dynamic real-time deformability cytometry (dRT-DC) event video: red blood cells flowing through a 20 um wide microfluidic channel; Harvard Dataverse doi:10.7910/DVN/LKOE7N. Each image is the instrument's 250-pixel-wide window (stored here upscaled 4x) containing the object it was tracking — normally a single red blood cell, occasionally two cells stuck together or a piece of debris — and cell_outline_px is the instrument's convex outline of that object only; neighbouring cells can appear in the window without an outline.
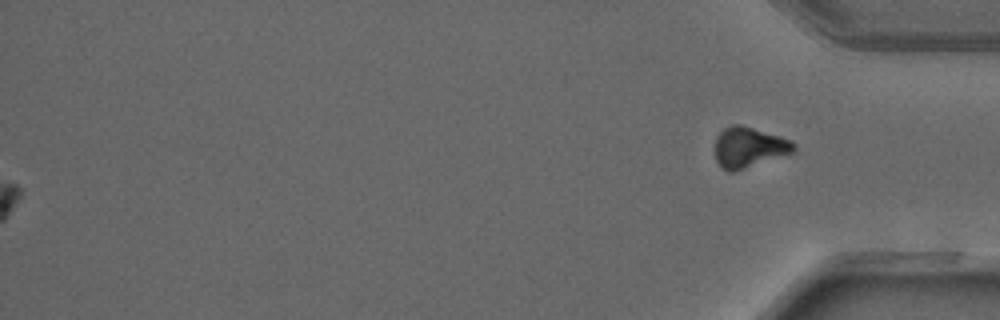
{"species": "common noctule bat (a hibernating species)", "species_latin": "Nyctalus noctula", "temperature_condition": "warm", "stored_images_in_passage": 50, "segment_of_instrument_passage": [2, 2], "camera_frame_rate_fps": 3000, "um_per_image_px": 0.085, "animal": {"sex": "male", "forearm_length_mm": 52.5}, "frame": {"image": 1, "passage_image": 50, "time_ms": 16.333, "image_size_px": [1000, 320], "cell_outline_px": [[796, 152], [732, 172], [728, 172], [716, 160], [716, 136], [724, 128], [732, 124], [740, 124], [780, 136], [792, 140], [796, 144]], "centroid_in_image_um": [63.7, 12.51], "position_along_channel_um": 371.5, "area_um2": 18.55}}